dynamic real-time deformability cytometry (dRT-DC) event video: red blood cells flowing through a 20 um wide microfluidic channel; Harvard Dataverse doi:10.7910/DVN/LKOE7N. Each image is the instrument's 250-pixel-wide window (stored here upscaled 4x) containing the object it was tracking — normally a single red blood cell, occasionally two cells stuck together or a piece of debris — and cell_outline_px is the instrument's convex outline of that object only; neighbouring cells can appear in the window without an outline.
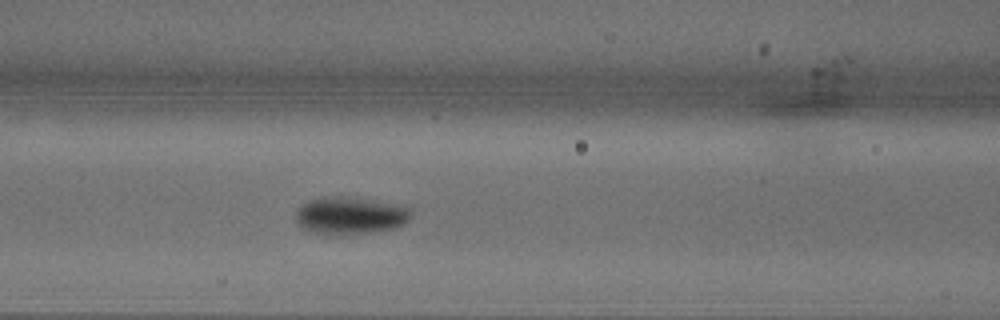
{"species": "common noctule bat (a hibernating species)", "species_latin": "Nyctalus noctula", "temperature_condition": "warm", "stored_images_in_passage": 21, "camera_frame_rate_fps": 3000, "um_per_image_px": 0.085, "animal": {"sex": "male", "body_mass_g": 18.8}, "frame": {"image": 1, "passage_image": 7, "time_ms": 2.0, "image_size_px": [1000, 320], "cell_outline_px": [[412, 216], [404, 224], [396, 228], [376, 232], [328, 236], [304, 228], [296, 220], [296, 212], [308, 200], [328, 196], [332, 196], [400, 204], [408, 208]], "centroid_in_image_um": [29.8, 18.35], "position_along_channel_um": 136.8, "area_um2": 24.91}}
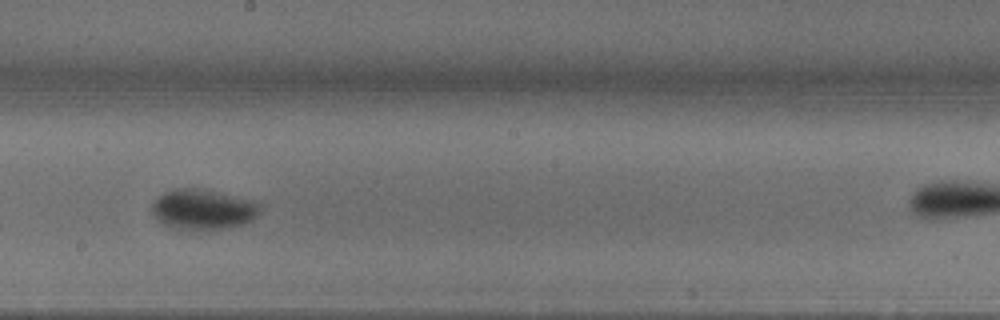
{"frame": {"image": 2, "passage_image": 12, "time_ms": 3.667, "image_size_px": [1000, 320], "cell_outline_px": [[264, 208], [252, 220], [244, 224], [228, 228], [180, 228], [168, 224], [160, 220], [152, 212], [152, 204], [164, 192], [172, 188], [196, 188], [260, 200]], "centroid_in_image_um": [17.39, 17.75], "position_along_channel_um": 230.8, "area_um2": 25.14}}